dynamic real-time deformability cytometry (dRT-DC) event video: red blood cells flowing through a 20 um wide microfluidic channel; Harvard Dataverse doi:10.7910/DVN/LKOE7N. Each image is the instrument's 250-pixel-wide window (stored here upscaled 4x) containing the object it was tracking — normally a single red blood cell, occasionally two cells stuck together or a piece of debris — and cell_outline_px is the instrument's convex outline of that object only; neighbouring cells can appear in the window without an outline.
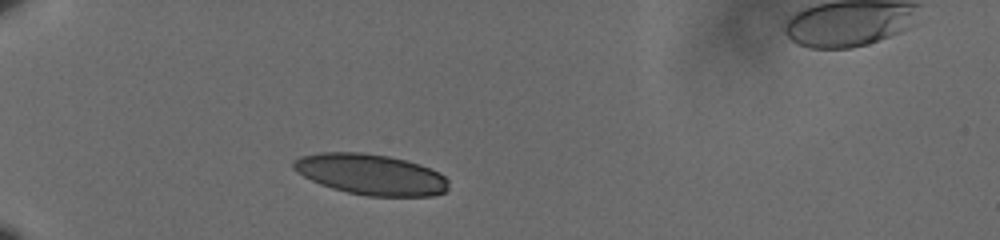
{"species": "human", "species_latin": "Homo sapiens", "temperature_condition": "cold", "stored_images_in_passage": 41, "camera_frame_rate_fps": 3000, "um_per_image_px": 0.085, "donor": {"sex": "male"}, "frame": {"image": 1, "passage_image": 6, "time_ms": 1.667, "image_size_px": [1000, 240], "cell_outline_px": [[448, 188], [444, 192], [432, 196], [368, 196], [348, 192], [332, 188], [320, 184], [296, 172], [292, 168], [292, 160], [300, 156], [320, 152], [364, 152], [388, 156], [420, 164], [440, 172], [448, 180]], "centroid_in_image_um": [31.5, 14.82], "position_along_channel_um": 53.5, "area_um2": 36.99}}
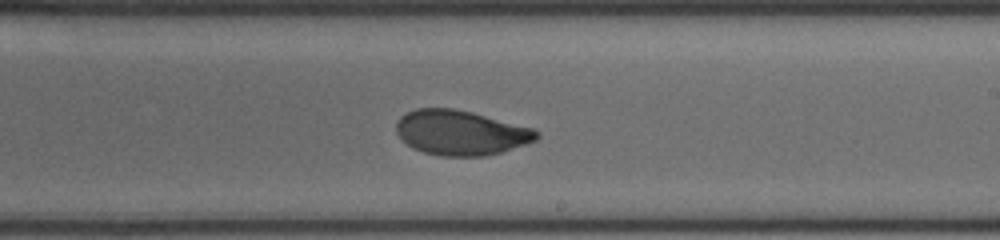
{"frame": {"image": 2, "passage_image": 25, "time_ms": 8.0, "image_size_px": [1000, 240], "cell_outline_px": [[540, 136], [536, 140], [500, 152], [484, 156], [440, 156], [424, 152], [412, 148], [396, 132], [396, 120], [400, 116], [416, 108], [452, 108], [472, 112], [536, 128], [540, 132]], "centroid_in_image_um": [39.18, 11.27], "position_along_channel_um": 249.8, "area_um2": 36.76}}
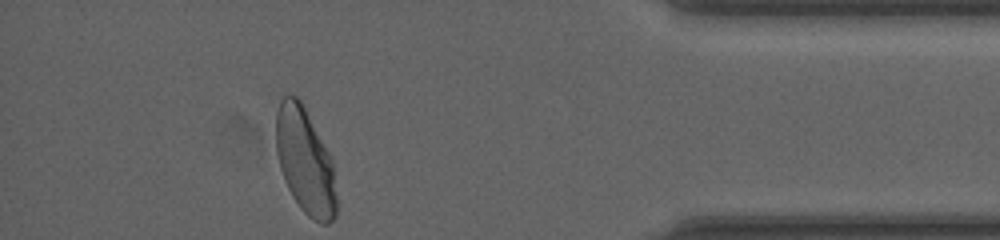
{"frame": {"image": 3, "passage_image": 41, "time_ms": 13.333, "image_size_px": [1000, 240], "cell_outline_px": [[336, 216], [328, 224], [320, 224], [312, 220], [300, 208], [292, 196], [284, 180], [280, 168], [276, 152], [276, 112], [280, 100], [284, 96], [296, 96], [300, 100], [332, 156], [336, 196]], "centroid_in_image_um": [25.94, 13.72], "position_along_channel_um": 409.3, "area_um2": 37.51}, "authors_computed_cell_mechanics": {"area_um2": 36.992, "velocity_mm_per_s": 3.581, "shape_relaxation_time_tau1_ms": 4.0058, "shape_relaxation_time_tau2_ms": 0.8846, "deformation_change_tau1": 0.132, "deformation_change_tau2": 0.0492}}